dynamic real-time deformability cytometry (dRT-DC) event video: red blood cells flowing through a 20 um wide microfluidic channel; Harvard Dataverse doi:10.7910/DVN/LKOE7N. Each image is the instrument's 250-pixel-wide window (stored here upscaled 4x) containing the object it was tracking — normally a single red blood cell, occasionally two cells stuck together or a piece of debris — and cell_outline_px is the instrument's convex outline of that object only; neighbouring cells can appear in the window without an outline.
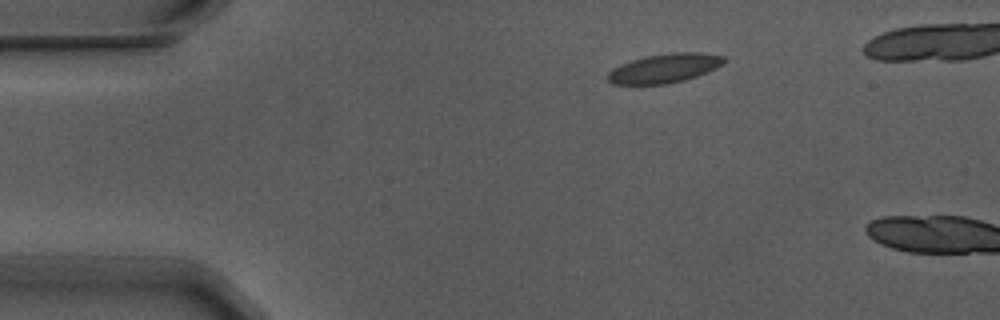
{"species": "Egyptian fruit bat (a non-hibernating species)", "species_latin": "Rousettus aegyptiacus", "temperature_condition": "warm", "stored_images_in_passage": 2, "camera_frame_rate_fps": 3000, "um_per_image_px": 0.085, "animal": {"sex": "male"}, "frame": {"image": 1, "passage_image": 1, "time_ms": 0.0, "image_size_px": [1000, 320], "cell_outline_px": [[724, 64], [708, 72], [684, 80], [668, 84], [612, 84], [608, 80], [608, 72], [612, 68], [620, 64], [644, 56], [672, 52], [700, 52], [724, 56]], "centroid_in_image_um": [56.48, 5.79], "position_along_channel_um": 28.5, "area_um2": 19.83}}